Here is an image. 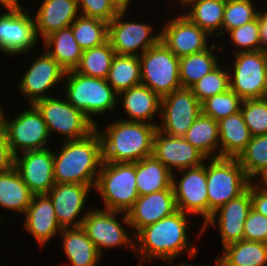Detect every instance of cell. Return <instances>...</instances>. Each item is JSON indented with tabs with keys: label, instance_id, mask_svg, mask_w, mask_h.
I'll use <instances>...</instances> for the list:
<instances>
[{
	"label": "cell",
	"instance_id": "f6af8a7d",
	"mask_svg": "<svg viewBox=\"0 0 267 266\" xmlns=\"http://www.w3.org/2000/svg\"><path fill=\"white\" fill-rule=\"evenodd\" d=\"M243 239L267 244V217L251 209L244 222Z\"/></svg>",
	"mask_w": 267,
	"mask_h": 266
},
{
	"label": "cell",
	"instance_id": "f5cc1de1",
	"mask_svg": "<svg viewBox=\"0 0 267 266\" xmlns=\"http://www.w3.org/2000/svg\"><path fill=\"white\" fill-rule=\"evenodd\" d=\"M173 1H175V2H177L179 5H178V7H179V12L181 11V9H184V7L190 2V1H194V0H172V2H170L171 3V5H172V3H174Z\"/></svg>",
	"mask_w": 267,
	"mask_h": 266
},
{
	"label": "cell",
	"instance_id": "cb8c5ba5",
	"mask_svg": "<svg viewBox=\"0 0 267 266\" xmlns=\"http://www.w3.org/2000/svg\"><path fill=\"white\" fill-rule=\"evenodd\" d=\"M117 105L127 115L123 120L158 125L155 119L160 117L161 97L143 84L118 93Z\"/></svg>",
	"mask_w": 267,
	"mask_h": 266
},
{
	"label": "cell",
	"instance_id": "44dd1931",
	"mask_svg": "<svg viewBox=\"0 0 267 266\" xmlns=\"http://www.w3.org/2000/svg\"><path fill=\"white\" fill-rule=\"evenodd\" d=\"M26 151L15 156L14 167L34 195L48 194L55 185L53 149Z\"/></svg>",
	"mask_w": 267,
	"mask_h": 266
},
{
	"label": "cell",
	"instance_id": "484cf974",
	"mask_svg": "<svg viewBox=\"0 0 267 266\" xmlns=\"http://www.w3.org/2000/svg\"><path fill=\"white\" fill-rule=\"evenodd\" d=\"M61 246L70 266H99L103 256L81 227L63 228L59 234Z\"/></svg>",
	"mask_w": 267,
	"mask_h": 266
},
{
	"label": "cell",
	"instance_id": "7c38bea8",
	"mask_svg": "<svg viewBox=\"0 0 267 266\" xmlns=\"http://www.w3.org/2000/svg\"><path fill=\"white\" fill-rule=\"evenodd\" d=\"M127 13L119 11L108 23V40L117 55L141 56L160 40V30L152 22L133 20L135 15L127 20Z\"/></svg>",
	"mask_w": 267,
	"mask_h": 266
},
{
	"label": "cell",
	"instance_id": "4dcf8cb0",
	"mask_svg": "<svg viewBox=\"0 0 267 266\" xmlns=\"http://www.w3.org/2000/svg\"><path fill=\"white\" fill-rule=\"evenodd\" d=\"M136 188L139 196L173 190L172 172L153 155L136 162Z\"/></svg>",
	"mask_w": 267,
	"mask_h": 266
},
{
	"label": "cell",
	"instance_id": "1f68e13d",
	"mask_svg": "<svg viewBox=\"0 0 267 266\" xmlns=\"http://www.w3.org/2000/svg\"><path fill=\"white\" fill-rule=\"evenodd\" d=\"M34 194L23 182L18 170L12 169L0 173V208L25 214Z\"/></svg>",
	"mask_w": 267,
	"mask_h": 266
},
{
	"label": "cell",
	"instance_id": "52a82bcc",
	"mask_svg": "<svg viewBox=\"0 0 267 266\" xmlns=\"http://www.w3.org/2000/svg\"><path fill=\"white\" fill-rule=\"evenodd\" d=\"M82 227L103 257L105 249L118 247L126 250L128 248L134 253V234L127 213L93 206L83 220Z\"/></svg>",
	"mask_w": 267,
	"mask_h": 266
},
{
	"label": "cell",
	"instance_id": "7402d4cb",
	"mask_svg": "<svg viewBox=\"0 0 267 266\" xmlns=\"http://www.w3.org/2000/svg\"><path fill=\"white\" fill-rule=\"evenodd\" d=\"M24 230L44 247L59 236L62 228L55 215L52 200L47 194L34 195L25 214Z\"/></svg>",
	"mask_w": 267,
	"mask_h": 266
},
{
	"label": "cell",
	"instance_id": "e0dca14e",
	"mask_svg": "<svg viewBox=\"0 0 267 266\" xmlns=\"http://www.w3.org/2000/svg\"><path fill=\"white\" fill-rule=\"evenodd\" d=\"M163 23L160 26V40L178 58L208 49L214 43L206 31L183 13L169 17Z\"/></svg>",
	"mask_w": 267,
	"mask_h": 266
},
{
	"label": "cell",
	"instance_id": "d6a6232c",
	"mask_svg": "<svg viewBox=\"0 0 267 266\" xmlns=\"http://www.w3.org/2000/svg\"><path fill=\"white\" fill-rule=\"evenodd\" d=\"M216 257L219 266H266L267 244L242 240L226 245Z\"/></svg>",
	"mask_w": 267,
	"mask_h": 266
},
{
	"label": "cell",
	"instance_id": "f907efd6",
	"mask_svg": "<svg viewBox=\"0 0 267 266\" xmlns=\"http://www.w3.org/2000/svg\"><path fill=\"white\" fill-rule=\"evenodd\" d=\"M115 7L119 10V11H129V8L132 9L134 7H132L133 5L131 3H134L133 0H110Z\"/></svg>",
	"mask_w": 267,
	"mask_h": 266
},
{
	"label": "cell",
	"instance_id": "ac0fdd59",
	"mask_svg": "<svg viewBox=\"0 0 267 266\" xmlns=\"http://www.w3.org/2000/svg\"><path fill=\"white\" fill-rule=\"evenodd\" d=\"M251 209V195L250 190L247 189L243 194L215 211L201 226L196 238L199 240L209 230L208 228L212 227L217 229L220 234L222 248L231 243L242 241L244 222Z\"/></svg>",
	"mask_w": 267,
	"mask_h": 266
},
{
	"label": "cell",
	"instance_id": "ba28073f",
	"mask_svg": "<svg viewBox=\"0 0 267 266\" xmlns=\"http://www.w3.org/2000/svg\"><path fill=\"white\" fill-rule=\"evenodd\" d=\"M59 95L57 97L55 94L33 104L41 113L50 137L54 134L63 136L61 141H68L81 139L92 133L96 129L94 123L83 111L69 103L62 93Z\"/></svg>",
	"mask_w": 267,
	"mask_h": 266
},
{
	"label": "cell",
	"instance_id": "f546056e",
	"mask_svg": "<svg viewBox=\"0 0 267 266\" xmlns=\"http://www.w3.org/2000/svg\"><path fill=\"white\" fill-rule=\"evenodd\" d=\"M43 49L67 72L80 62L83 50L74 38L72 28L55 31L43 39Z\"/></svg>",
	"mask_w": 267,
	"mask_h": 266
},
{
	"label": "cell",
	"instance_id": "74e56055",
	"mask_svg": "<svg viewBox=\"0 0 267 266\" xmlns=\"http://www.w3.org/2000/svg\"><path fill=\"white\" fill-rule=\"evenodd\" d=\"M237 159L245 174L253 182L267 170V134L252 136Z\"/></svg>",
	"mask_w": 267,
	"mask_h": 266
},
{
	"label": "cell",
	"instance_id": "83f0119b",
	"mask_svg": "<svg viewBox=\"0 0 267 266\" xmlns=\"http://www.w3.org/2000/svg\"><path fill=\"white\" fill-rule=\"evenodd\" d=\"M219 43H215L214 40L208 49L179 58V78L182 88L190 89L221 62L223 57L220 59L218 55L226 51ZM219 50L221 51L218 54Z\"/></svg>",
	"mask_w": 267,
	"mask_h": 266
},
{
	"label": "cell",
	"instance_id": "4fadbf2b",
	"mask_svg": "<svg viewBox=\"0 0 267 266\" xmlns=\"http://www.w3.org/2000/svg\"><path fill=\"white\" fill-rule=\"evenodd\" d=\"M0 52L15 58L40 47L36 34L35 19L30 8L0 10Z\"/></svg>",
	"mask_w": 267,
	"mask_h": 266
},
{
	"label": "cell",
	"instance_id": "7bdbcfd3",
	"mask_svg": "<svg viewBox=\"0 0 267 266\" xmlns=\"http://www.w3.org/2000/svg\"><path fill=\"white\" fill-rule=\"evenodd\" d=\"M241 112L251 136L267 134V97L243 100Z\"/></svg>",
	"mask_w": 267,
	"mask_h": 266
},
{
	"label": "cell",
	"instance_id": "816d5d0a",
	"mask_svg": "<svg viewBox=\"0 0 267 266\" xmlns=\"http://www.w3.org/2000/svg\"><path fill=\"white\" fill-rule=\"evenodd\" d=\"M258 179V180H257ZM253 182L264 192L267 193V170L257 177Z\"/></svg>",
	"mask_w": 267,
	"mask_h": 266
},
{
	"label": "cell",
	"instance_id": "f35d334b",
	"mask_svg": "<svg viewBox=\"0 0 267 266\" xmlns=\"http://www.w3.org/2000/svg\"><path fill=\"white\" fill-rule=\"evenodd\" d=\"M225 63H219L190 88L200 103L230 88L229 71Z\"/></svg>",
	"mask_w": 267,
	"mask_h": 266
},
{
	"label": "cell",
	"instance_id": "9a60e30c",
	"mask_svg": "<svg viewBox=\"0 0 267 266\" xmlns=\"http://www.w3.org/2000/svg\"><path fill=\"white\" fill-rule=\"evenodd\" d=\"M201 113V103L191 89L175 90L161 98L157 129L171 136L183 137Z\"/></svg>",
	"mask_w": 267,
	"mask_h": 266
},
{
	"label": "cell",
	"instance_id": "e575fe53",
	"mask_svg": "<svg viewBox=\"0 0 267 266\" xmlns=\"http://www.w3.org/2000/svg\"><path fill=\"white\" fill-rule=\"evenodd\" d=\"M107 82L117 93L141 84L140 57L116 54Z\"/></svg>",
	"mask_w": 267,
	"mask_h": 266
},
{
	"label": "cell",
	"instance_id": "c3c4849f",
	"mask_svg": "<svg viewBox=\"0 0 267 266\" xmlns=\"http://www.w3.org/2000/svg\"><path fill=\"white\" fill-rule=\"evenodd\" d=\"M262 10L258 12L260 43L261 50L267 52V9L262 8Z\"/></svg>",
	"mask_w": 267,
	"mask_h": 266
},
{
	"label": "cell",
	"instance_id": "60d3db41",
	"mask_svg": "<svg viewBox=\"0 0 267 266\" xmlns=\"http://www.w3.org/2000/svg\"><path fill=\"white\" fill-rule=\"evenodd\" d=\"M243 100L230 88L201 103L202 114L219 121L241 111Z\"/></svg>",
	"mask_w": 267,
	"mask_h": 266
},
{
	"label": "cell",
	"instance_id": "ffe728a7",
	"mask_svg": "<svg viewBox=\"0 0 267 266\" xmlns=\"http://www.w3.org/2000/svg\"><path fill=\"white\" fill-rule=\"evenodd\" d=\"M172 173L201 166L208 159L183 137L171 136L156 130L153 138V154Z\"/></svg>",
	"mask_w": 267,
	"mask_h": 266
},
{
	"label": "cell",
	"instance_id": "8fae6325",
	"mask_svg": "<svg viewBox=\"0 0 267 266\" xmlns=\"http://www.w3.org/2000/svg\"><path fill=\"white\" fill-rule=\"evenodd\" d=\"M140 57L141 84L161 98L181 89L179 58L159 40Z\"/></svg>",
	"mask_w": 267,
	"mask_h": 266
},
{
	"label": "cell",
	"instance_id": "4316f807",
	"mask_svg": "<svg viewBox=\"0 0 267 266\" xmlns=\"http://www.w3.org/2000/svg\"><path fill=\"white\" fill-rule=\"evenodd\" d=\"M219 157L238 158L251 140L241 111L218 121Z\"/></svg>",
	"mask_w": 267,
	"mask_h": 266
},
{
	"label": "cell",
	"instance_id": "ee69618b",
	"mask_svg": "<svg viewBox=\"0 0 267 266\" xmlns=\"http://www.w3.org/2000/svg\"><path fill=\"white\" fill-rule=\"evenodd\" d=\"M80 15L109 23L119 12L110 0H78Z\"/></svg>",
	"mask_w": 267,
	"mask_h": 266
},
{
	"label": "cell",
	"instance_id": "8d00e7d4",
	"mask_svg": "<svg viewBox=\"0 0 267 266\" xmlns=\"http://www.w3.org/2000/svg\"><path fill=\"white\" fill-rule=\"evenodd\" d=\"M70 27L83 51L99 46L108 40V23L103 20L79 15Z\"/></svg>",
	"mask_w": 267,
	"mask_h": 266
},
{
	"label": "cell",
	"instance_id": "5b68a950",
	"mask_svg": "<svg viewBox=\"0 0 267 266\" xmlns=\"http://www.w3.org/2000/svg\"><path fill=\"white\" fill-rule=\"evenodd\" d=\"M100 196L101 209L127 213L139 197L135 163L103 162L94 189Z\"/></svg>",
	"mask_w": 267,
	"mask_h": 266
},
{
	"label": "cell",
	"instance_id": "b9f144b4",
	"mask_svg": "<svg viewBox=\"0 0 267 266\" xmlns=\"http://www.w3.org/2000/svg\"><path fill=\"white\" fill-rule=\"evenodd\" d=\"M227 38L231 42L232 54L238 52L259 51L261 50L258 15L257 17L244 25L230 30Z\"/></svg>",
	"mask_w": 267,
	"mask_h": 266
},
{
	"label": "cell",
	"instance_id": "bcb514c9",
	"mask_svg": "<svg viewBox=\"0 0 267 266\" xmlns=\"http://www.w3.org/2000/svg\"><path fill=\"white\" fill-rule=\"evenodd\" d=\"M15 156L7 142L3 129H0V173L8 171L14 167Z\"/></svg>",
	"mask_w": 267,
	"mask_h": 266
},
{
	"label": "cell",
	"instance_id": "db71d44e",
	"mask_svg": "<svg viewBox=\"0 0 267 266\" xmlns=\"http://www.w3.org/2000/svg\"><path fill=\"white\" fill-rule=\"evenodd\" d=\"M2 107L3 105L2 106L0 105V129L2 128V116L4 112V109Z\"/></svg>",
	"mask_w": 267,
	"mask_h": 266
},
{
	"label": "cell",
	"instance_id": "7a4b0ae2",
	"mask_svg": "<svg viewBox=\"0 0 267 266\" xmlns=\"http://www.w3.org/2000/svg\"><path fill=\"white\" fill-rule=\"evenodd\" d=\"M60 143V149L53 151L55 183L95 186L103 164L102 140L98 131L95 129L84 138Z\"/></svg>",
	"mask_w": 267,
	"mask_h": 266
},
{
	"label": "cell",
	"instance_id": "30bf717a",
	"mask_svg": "<svg viewBox=\"0 0 267 266\" xmlns=\"http://www.w3.org/2000/svg\"><path fill=\"white\" fill-rule=\"evenodd\" d=\"M232 57L227 65L230 89L242 100L267 97V52H238Z\"/></svg>",
	"mask_w": 267,
	"mask_h": 266
},
{
	"label": "cell",
	"instance_id": "277c9868",
	"mask_svg": "<svg viewBox=\"0 0 267 266\" xmlns=\"http://www.w3.org/2000/svg\"><path fill=\"white\" fill-rule=\"evenodd\" d=\"M63 95L75 108L80 109L96 126L98 116L114 113L118 93L109 85L107 79L86 76L67 71L63 82Z\"/></svg>",
	"mask_w": 267,
	"mask_h": 266
},
{
	"label": "cell",
	"instance_id": "d4e9b609",
	"mask_svg": "<svg viewBox=\"0 0 267 266\" xmlns=\"http://www.w3.org/2000/svg\"><path fill=\"white\" fill-rule=\"evenodd\" d=\"M38 7L33 17L39 40L69 27L80 15L78 0H43Z\"/></svg>",
	"mask_w": 267,
	"mask_h": 266
},
{
	"label": "cell",
	"instance_id": "836d02e7",
	"mask_svg": "<svg viewBox=\"0 0 267 266\" xmlns=\"http://www.w3.org/2000/svg\"><path fill=\"white\" fill-rule=\"evenodd\" d=\"M183 138L201 151L207 158L219 157L218 122L213 118L201 113L186 131Z\"/></svg>",
	"mask_w": 267,
	"mask_h": 266
},
{
	"label": "cell",
	"instance_id": "7dc6e473",
	"mask_svg": "<svg viewBox=\"0 0 267 266\" xmlns=\"http://www.w3.org/2000/svg\"><path fill=\"white\" fill-rule=\"evenodd\" d=\"M248 189L250 190L252 209L267 217V193L254 182L250 183Z\"/></svg>",
	"mask_w": 267,
	"mask_h": 266
},
{
	"label": "cell",
	"instance_id": "2e32d148",
	"mask_svg": "<svg viewBox=\"0 0 267 266\" xmlns=\"http://www.w3.org/2000/svg\"><path fill=\"white\" fill-rule=\"evenodd\" d=\"M176 173H181V177ZM172 188L178 210L202 216L200 226L203 225L208 220L206 161L201 166L172 173Z\"/></svg>",
	"mask_w": 267,
	"mask_h": 266
},
{
	"label": "cell",
	"instance_id": "603a6c76",
	"mask_svg": "<svg viewBox=\"0 0 267 266\" xmlns=\"http://www.w3.org/2000/svg\"><path fill=\"white\" fill-rule=\"evenodd\" d=\"M177 210L174 191L162 190L139 196L127 212V217L135 235L143 227L170 216Z\"/></svg>",
	"mask_w": 267,
	"mask_h": 266
},
{
	"label": "cell",
	"instance_id": "5bb4252c",
	"mask_svg": "<svg viewBox=\"0 0 267 266\" xmlns=\"http://www.w3.org/2000/svg\"><path fill=\"white\" fill-rule=\"evenodd\" d=\"M37 55L38 57L24 68V73L18 83L19 95L25 97L28 105L55 96L52 95L55 94L53 90L55 91L58 84H63L66 73L44 49Z\"/></svg>",
	"mask_w": 267,
	"mask_h": 266
},
{
	"label": "cell",
	"instance_id": "8992f818",
	"mask_svg": "<svg viewBox=\"0 0 267 266\" xmlns=\"http://www.w3.org/2000/svg\"><path fill=\"white\" fill-rule=\"evenodd\" d=\"M208 219L230 200L243 194L252 182L237 158L206 160Z\"/></svg>",
	"mask_w": 267,
	"mask_h": 266
},
{
	"label": "cell",
	"instance_id": "681fc988",
	"mask_svg": "<svg viewBox=\"0 0 267 266\" xmlns=\"http://www.w3.org/2000/svg\"><path fill=\"white\" fill-rule=\"evenodd\" d=\"M0 6L4 10H19L26 7L21 4L20 0H0Z\"/></svg>",
	"mask_w": 267,
	"mask_h": 266
},
{
	"label": "cell",
	"instance_id": "3957f363",
	"mask_svg": "<svg viewBox=\"0 0 267 266\" xmlns=\"http://www.w3.org/2000/svg\"><path fill=\"white\" fill-rule=\"evenodd\" d=\"M105 125L104 129L96 125L102 140L103 162L135 163L152 156L156 125L122 118Z\"/></svg>",
	"mask_w": 267,
	"mask_h": 266
},
{
	"label": "cell",
	"instance_id": "6da1fadb",
	"mask_svg": "<svg viewBox=\"0 0 267 266\" xmlns=\"http://www.w3.org/2000/svg\"><path fill=\"white\" fill-rule=\"evenodd\" d=\"M189 217L177 210L172 215L140 229L134 235V253L138 266L155 260L173 266L174 261L185 252L189 259L197 258L198 245L192 243L188 233L191 227Z\"/></svg>",
	"mask_w": 267,
	"mask_h": 266
},
{
	"label": "cell",
	"instance_id": "d6986e66",
	"mask_svg": "<svg viewBox=\"0 0 267 266\" xmlns=\"http://www.w3.org/2000/svg\"><path fill=\"white\" fill-rule=\"evenodd\" d=\"M93 189L94 186L75 183H55L51 188L47 195L52 200L56 218L62 229L82 226L87 213L93 208L87 207L89 194Z\"/></svg>",
	"mask_w": 267,
	"mask_h": 266
},
{
	"label": "cell",
	"instance_id": "d590c367",
	"mask_svg": "<svg viewBox=\"0 0 267 266\" xmlns=\"http://www.w3.org/2000/svg\"><path fill=\"white\" fill-rule=\"evenodd\" d=\"M115 55L111 43L107 40L99 46L84 50L74 71L90 77L107 79Z\"/></svg>",
	"mask_w": 267,
	"mask_h": 266
},
{
	"label": "cell",
	"instance_id": "9c48e42d",
	"mask_svg": "<svg viewBox=\"0 0 267 266\" xmlns=\"http://www.w3.org/2000/svg\"><path fill=\"white\" fill-rule=\"evenodd\" d=\"M28 106L29 108L18 111L20 113L15 114L14 118L6 114V110L3 112L2 129L14 156L49 148L51 137L46 123L33 104H27Z\"/></svg>",
	"mask_w": 267,
	"mask_h": 266
},
{
	"label": "cell",
	"instance_id": "ab89813d",
	"mask_svg": "<svg viewBox=\"0 0 267 266\" xmlns=\"http://www.w3.org/2000/svg\"><path fill=\"white\" fill-rule=\"evenodd\" d=\"M256 0H226L224 8L222 37L237 27L254 20L260 9ZM257 5V7L255 6Z\"/></svg>",
	"mask_w": 267,
	"mask_h": 266
},
{
	"label": "cell",
	"instance_id": "f1b7e54d",
	"mask_svg": "<svg viewBox=\"0 0 267 266\" xmlns=\"http://www.w3.org/2000/svg\"><path fill=\"white\" fill-rule=\"evenodd\" d=\"M225 5L226 0H194L190 1L181 12L211 37H216L215 40H219L222 37Z\"/></svg>",
	"mask_w": 267,
	"mask_h": 266
}]
</instances>
